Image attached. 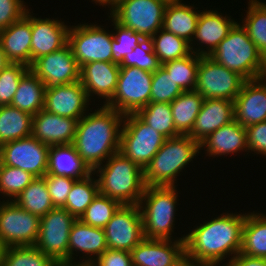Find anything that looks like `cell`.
Here are the masks:
<instances>
[{"label":"cell","instance_id":"obj_1","mask_svg":"<svg viewBox=\"0 0 266 266\" xmlns=\"http://www.w3.org/2000/svg\"><path fill=\"white\" fill-rule=\"evenodd\" d=\"M245 214H222L200 224L185 236V255L217 266L227 255L235 257L242 248Z\"/></svg>","mask_w":266,"mask_h":266},{"label":"cell","instance_id":"obj_2","mask_svg":"<svg viewBox=\"0 0 266 266\" xmlns=\"http://www.w3.org/2000/svg\"><path fill=\"white\" fill-rule=\"evenodd\" d=\"M123 121V114L105 105L78 120L73 145L92 172L119 152Z\"/></svg>","mask_w":266,"mask_h":266},{"label":"cell","instance_id":"obj_3","mask_svg":"<svg viewBox=\"0 0 266 266\" xmlns=\"http://www.w3.org/2000/svg\"><path fill=\"white\" fill-rule=\"evenodd\" d=\"M93 173H99L97 181L100 194L122 205L139 204L146 187L144 171L122 153L111 155L106 164L98 166Z\"/></svg>","mask_w":266,"mask_h":266},{"label":"cell","instance_id":"obj_4","mask_svg":"<svg viewBox=\"0 0 266 266\" xmlns=\"http://www.w3.org/2000/svg\"><path fill=\"white\" fill-rule=\"evenodd\" d=\"M200 150V143L189 135L167 138L145 167L146 186H175L177 174L182 172Z\"/></svg>","mask_w":266,"mask_h":266},{"label":"cell","instance_id":"obj_5","mask_svg":"<svg viewBox=\"0 0 266 266\" xmlns=\"http://www.w3.org/2000/svg\"><path fill=\"white\" fill-rule=\"evenodd\" d=\"M175 186H146L139 202L143 236L171 240L178 193ZM143 203V204H142Z\"/></svg>","mask_w":266,"mask_h":266},{"label":"cell","instance_id":"obj_6","mask_svg":"<svg viewBox=\"0 0 266 266\" xmlns=\"http://www.w3.org/2000/svg\"><path fill=\"white\" fill-rule=\"evenodd\" d=\"M209 57L246 80L257 79L262 66V55L257 46L237 22Z\"/></svg>","mask_w":266,"mask_h":266},{"label":"cell","instance_id":"obj_7","mask_svg":"<svg viewBox=\"0 0 266 266\" xmlns=\"http://www.w3.org/2000/svg\"><path fill=\"white\" fill-rule=\"evenodd\" d=\"M166 139L136 113L127 114L124 115L119 152L144 170Z\"/></svg>","mask_w":266,"mask_h":266},{"label":"cell","instance_id":"obj_8","mask_svg":"<svg viewBox=\"0 0 266 266\" xmlns=\"http://www.w3.org/2000/svg\"><path fill=\"white\" fill-rule=\"evenodd\" d=\"M152 77L137 67H120L116 91L105 106L123 115L137 113L150 103Z\"/></svg>","mask_w":266,"mask_h":266},{"label":"cell","instance_id":"obj_9","mask_svg":"<svg viewBox=\"0 0 266 266\" xmlns=\"http://www.w3.org/2000/svg\"><path fill=\"white\" fill-rule=\"evenodd\" d=\"M76 220L65 208L54 207L40 217V229L34 247L57 264H68L70 230Z\"/></svg>","mask_w":266,"mask_h":266},{"label":"cell","instance_id":"obj_10","mask_svg":"<svg viewBox=\"0 0 266 266\" xmlns=\"http://www.w3.org/2000/svg\"><path fill=\"white\" fill-rule=\"evenodd\" d=\"M167 4L166 0H125L110 15L120 25L150 39L163 27Z\"/></svg>","mask_w":266,"mask_h":266},{"label":"cell","instance_id":"obj_11","mask_svg":"<svg viewBox=\"0 0 266 266\" xmlns=\"http://www.w3.org/2000/svg\"><path fill=\"white\" fill-rule=\"evenodd\" d=\"M246 79L229 70L207 55H199V67L195 90L203 99H227L234 101Z\"/></svg>","mask_w":266,"mask_h":266},{"label":"cell","instance_id":"obj_12","mask_svg":"<svg viewBox=\"0 0 266 266\" xmlns=\"http://www.w3.org/2000/svg\"><path fill=\"white\" fill-rule=\"evenodd\" d=\"M113 33L96 24H78L69 28L68 44L78 66L93 61L112 62Z\"/></svg>","mask_w":266,"mask_h":266},{"label":"cell","instance_id":"obj_13","mask_svg":"<svg viewBox=\"0 0 266 266\" xmlns=\"http://www.w3.org/2000/svg\"><path fill=\"white\" fill-rule=\"evenodd\" d=\"M39 229V216L9 199L0 203V239L5 247L34 246Z\"/></svg>","mask_w":266,"mask_h":266},{"label":"cell","instance_id":"obj_14","mask_svg":"<svg viewBox=\"0 0 266 266\" xmlns=\"http://www.w3.org/2000/svg\"><path fill=\"white\" fill-rule=\"evenodd\" d=\"M49 145L32 135L0 146V165L20 168L35 177L47 173Z\"/></svg>","mask_w":266,"mask_h":266},{"label":"cell","instance_id":"obj_15","mask_svg":"<svg viewBox=\"0 0 266 266\" xmlns=\"http://www.w3.org/2000/svg\"><path fill=\"white\" fill-rule=\"evenodd\" d=\"M104 231L109 249L131 252L144 239L139 205H121Z\"/></svg>","mask_w":266,"mask_h":266},{"label":"cell","instance_id":"obj_16","mask_svg":"<svg viewBox=\"0 0 266 266\" xmlns=\"http://www.w3.org/2000/svg\"><path fill=\"white\" fill-rule=\"evenodd\" d=\"M30 70L44 82L46 88L80 81V67L68 43L36 59Z\"/></svg>","mask_w":266,"mask_h":266},{"label":"cell","instance_id":"obj_17","mask_svg":"<svg viewBox=\"0 0 266 266\" xmlns=\"http://www.w3.org/2000/svg\"><path fill=\"white\" fill-rule=\"evenodd\" d=\"M86 90L80 81L46 88L44 110L63 117L80 120L89 105Z\"/></svg>","mask_w":266,"mask_h":266},{"label":"cell","instance_id":"obj_18","mask_svg":"<svg viewBox=\"0 0 266 266\" xmlns=\"http://www.w3.org/2000/svg\"><path fill=\"white\" fill-rule=\"evenodd\" d=\"M185 235L174 240L144 238L130 253L132 266H174L185 255Z\"/></svg>","mask_w":266,"mask_h":266},{"label":"cell","instance_id":"obj_19","mask_svg":"<svg viewBox=\"0 0 266 266\" xmlns=\"http://www.w3.org/2000/svg\"><path fill=\"white\" fill-rule=\"evenodd\" d=\"M77 123V119L59 116L42 109L33 116L31 135L49 146L73 144Z\"/></svg>","mask_w":266,"mask_h":266},{"label":"cell","instance_id":"obj_20","mask_svg":"<svg viewBox=\"0 0 266 266\" xmlns=\"http://www.w3.org/2000/svg\"><path fill=\"white\" fill-rule=\"evenodd\" d=\"M69 28L60 20L36 18L31 14V65L39 57L64 47Z\"/></svg>","mask_w":266,"mask_h":266},{"label":"cell","instance_id":"obj_21","mask_svg":"<svg viewBox=\"0 0 266 266\" xmlns=\"http://www.w3.org/2000/svg\"><path fill=\"white\" fill-rule=\"evenodd\" d=\"M26 13L9 27L0 31V41L9 63L31 66V13Z\"/></svg>","mask_w":266,"mask_h":266},{"label":"cell","instance_id":"obj_22","mask_svg":"<svg viewBox=\"0 0 266 266\" xmlns=\"http://www.w3.org/2000/svg\"><path fill=\"white\" fill-rule=\"evenodd\" d=\"M120 65L112 62H89L80 68V82L87 96L96 95L105 98L106 105L116 91Z\"/></svg>","mask_w":266,"mask_h":266},{"label":"cell","instance_id":"obj_23","mask_svg":"<svg viewBox=\"0 0 266 266\" xmlns=\"http://www.w3.org/2000/svg\"><path fill=\"white\" fill-rule=\"evenodd\" d=\"M234 113L243 127L266 121V85L258 78L246 80L234 100Z\"/></svg>","mask_w":266,"mask_h":266},{"label":"cell","instance_id":"obj_24","mask_svg":"<svg viewBox=\"0 0 266 266\" xmlns=\"http://www.w3.org/2000/svg\"><path fill=\"white\" fill-rule=\"evenodd\" d=\"M234 119V101L227 99H204L192 131L188 135L200 143L209 134Z\"/></svg>","mask_w":266,"mask_h":266},{"label":"cell","instance_id":"obj_25","mask_svg":"<svg viewBox=\"0 0 266 266\" xmlns=\"http://www.w3.org/2000/svg\"><path fill=\"white\" fill-rule=\"evenodd\" d=\"M107 249L108 247L104 229L86 225L79 219H77L73 223L70 230L68 243V264H76L75 262H73V260L75 259L73 257L75 254L74 251H81L83 254L85 253L87 255L86 258L89 257L87 260L85 259L82 262H78L77 264L90 265Z\"/></svg>","mask_w":266,"mask_h":266},{"label":"cell","instance_id":"obj_26","mask_svg":"<svg viewBox=\"0 0 266 266\" xmlns=\"http://www.w3.org/2000/svg\"><path fill=\"white\" fill-rule=\"evenodd\" d=\"M236 21L228 16L220 15L217 10H206L200 12L196 32L194 39H198L199 44L205 45L206 50L203 48H194L193 52L197 55L209 56L211 52L219 45V43L228 35L231 28L234 26Z\"/></svg>","mask_w":266,"mask_h":266},{"label":"cell","instance_id":"obj_27","mask_svg":"<svg viewBox=\"0 0 266 266\" xmlns=\"http://www.w3.org/2000/svg\"><path fill=\"white\" fill-rule=\"evenodd\" d=\"M205 147L207 154L221 156L234 154L241 150L249 151L246 139V127L235 119L209 134L200 142V149ZM203 147V148H202Z\"/></svg>","mask_w":266,"mask_h":266},{"label":"cell","instance_id":"obj_28","mask_svg":"<svg viewBox=\"0 0 266 266\" xmlns=\"http://www.w3.org/2000/svg\"><path fill=\"white\" fill-rule=\"evenodd\" d=\"M91 173L92 171L79 156L73 144L50 146L46 174L79 180Z\"/></svg>","mask_w":266,"mask_h":266},{"label":"cell","instance_id":"obj_29","mask_svg":"<svg viewBox=\"0 0 266 266\" xmlns=\"http://www.w3.org/2000/svg\"><path fill=\"white\" fill-rule=\"evenodd\" d=\"M181 1L168 2L164 12L162 29L184 38L190 43V49L193 52L194 49L191 44L196 32L200 11H195L193 6L186 5Z\"/></svg>","mask_w":266,"mask_h":266},{"label":"cell","instance_id":"obj_30","mask_svg":"<svg viewBox=\"0 0 266 266\" xmlns=\"http://www.w3.org/2000/svg\"><path fill=\"white\" fill-rule=\"evenodd\" d=\"M46 86L30 69L22 76L10 105L34 116L44 108Z\"/></svg>","mask_w":266,"mask_h":266},{"label":"cell","instance_id":"obj_31","mask_svg":"<svg viewBox=\"0 0 266 266\" xmlns=\"http://www.w3.org/2000/svg\"><path fill=\"white\" fill-rule=\"evenodd\" d=\"M33 116L12 105L0 106V146L31 136Z\"/></svg>","mask_w":266,"mask_h":266},{"label":"cell","instance_id":"obj_32","mask_svg":"<svg viewBox=\"0 0 266 266\" xmlns=\"http://www.w3.org/2000/svg\"><path fill=\"white\" fill-rule=\"evenodd\" d=\"M203 97L196 91H183L170 103L174 125L181 135H188L202 108Z\"/></svg>","mask_w":266,"mask_h":266},{"label":"cell","instance_id":"obj_33","mask_svg":"<svg viewBox=\"0 0 266 266\" xmlns=\"http://www.w3.org/2000/svg\"><path fill=\"white\" fill-rule=\"evenodd\" d=\"M240 253L253 257L266 258V215L247 213L243 226L242 248Z\"/></svg>","mask_w":266,"mask_h":266},{"label":"cell","instance_id":"obj_34","mask_svg":"<svg viewBox=\"0 0 266 266\" xmlns=\"http://www.w3.org/2000/svg\"><path fill=\"white\" fill-rule=\"evenodd\" d=\"M13 201L19 207L39 217L54 208L45 176L36 177Z\"/></svg>","mask_w":266,"mask_h":266},{"label":"cell","instance_id":"obj_35","mask_svg":"<svg viewBox=\"0 0 266 266\" xmlns=\"http://www.w3.org/2000/svg\"><path fill=\"white\" fill-rule=\"evenodd\" d=\"M150 42L153 52L158 57L161 65L175 59L186 57L191 53L189 42L164 29H159L150 38Z\"/></svg>","mask_w":266,"mask_h":266},{"label":"cell","instance_id":"obj_36","mask_svg":"<svg viewBox=\"0 0 266 266\" xmlns=\"http://www.w3.org/2000/svg\"><path fill=\"white\" fill-rule=\"evenodd\" d=\"M92 174L74 182L63 207L76 219L81 217L99 193L98 181L91 178Z\"/></svg>","mask_w":266,"mask_h":266},{"label":"cell","instance_id":"obj_37","mask_svg":"<svg viewBox=\"0 0 266 266\" xmlns=\"http://www.w3.org/2000/svg\"><path fill=\"white\" fill-rule=\"evenodd\" d=\"M147 125L166 138L181 135L175 128L170 103L153 102L136 113Z\"/></svg>","mask_w":266,"mask_h":266},{"label":"cell","instance_id":"obj_38","mask_svg":"<svg viewBox=\"0 0 266 266\" xmlns=\"http://www.w3.org/2000/svg\"><path fill=\"white\" fill-rule=\"evenodd\" d=\"M183 91L195 90L197 84L199 55L191 52L186 57L161 65Z\"/></svg>","mask_w":266,"mask_h":266},{"label":"cell","instance_id":"obj_39","mask_svg":"<svg viewBox=\"0 0 266 266\" xmlns=\"http://www.w3.org/2000/svg\"><path fill=\"white\" fill-rule=\"evenodd\" d=\"M248 3L242 26L263 57L266 55V4L259 0H249Z\"/></svg>","mask_w":266,"mask_h":266},{"label":"cell","instance_id":"obj_40","mask_svg":"<svg viewBox=\"0 0 266 266\" xmlns=\"http://www.w3.org/2000/svg\"><path fill=\"white\" fill-rule=\"evenodd\" d=\"M49 256L34 246L6 247L2 266H57Z\"/></svg>","mask_w":266,"mask_h":266},{"label":"cell","instance_id":"obj_41","mask_svg":"<svg viewBox=\"0 0 266 266\" xmlns=\"http://www.w3.org/2000/svg\"><path fill=\"white\" fill-rule=\"evenodd\" d=\"M121 205L119 201L98 193L79 220L86 225L104 229Z\"/></svg>","mask_w":266,"mask_h":266},{"label":"cell","instance_id":"obj_42","mask_svg":"<svg viewBox=\"0 0 266 266\" xmlns=\"http://www.w3.org/2000/svg\"><path fill=\"white\" fill-rule=\"evenodd\" d=\"M35 178L20 168L0 165V193L13 201Z\"/></svg>","mask_w":266,"mask_h":266},{"label":"cell","instance_id":"obj_43","mask_svg":"<svg viewBox=\"0 0 266 266\" xmlns=\"http://www.w3.org/2000/svg\"><path fill=\"white\" fill-rule=\"evenodd\" d=\"M111 21L113 22L114 30L116 29L112 40V63L121 65L126 54L132 53L134 48L143 42L145 38L132 29L120 25L113 18Z\"/></svg>","mask_w":266,"mask_h":266},{"label":"cell","instance_id":"obj_44","mask_svg":"<svg viewBox=\"0 0 266 266\" xmlns=\"http://www.w3.org/2000/svg\"><path fill=\"white\" fill-rule=\"evenodd\" d=\"M182 92L183 90L162 66L153 72L150 103H171Z\"/></svg>","mask_w":266,"mask_h":266},{"label":"cell","instance_id":"obj_45","mask_svg":"<svg viewBox=\"0 0 266 266\" xmlns=\"http://www.w3.org/2000/svg\"><path fill=\"white\" fill-rule=\"evenodd\" d=\"M30 68L20 63H9L0 71V106L10 105L22 76Z\"/></svg>","mask_w":266,"mask_h":266},{"label":"cell","instance_id":"obj_46","mask_svg":"<svg viewBox=\"0 0 266 266\" xmlns=\"http://www.w3.org/2000/svg\"><path fill=\"white\" fill-rule=\"evenodd\" d=\"M161 64L153 52L150 39H145L136 46L132 53L126 54L120 67H137L148 72H155Z\"/></svg>","mask_w":266,"mask_h":266},{"label":"cell","instance_id":"obj_47","mask_svg":"<svg viewBox=\"0 0 266 266\" xmlns=\"http://www.w3.org/2000/svg\"><path fill=\"white\" fill-rule=\"evenodd\" d=\"M45 183L54 207L63 208L76 179L67 176L45 174Z\"/></svg>","mask_w":266,"mask_h":266},{"label":"cell","instance_id":"obj_48","mask_svg":"<svg viewBox=\"0 0 266 266\" xmlns=\"http://www.w3.org/2000/svg\"><path fill=\"white\" fill-rule=\"evenodd\" d=\"M22 0H0V31L19 20L28 9Z\"/></svg>","mask_w":266,"mask_h":266},{"label":"cell","instance_id":"obj_49","mask_svg":"<svg viewBox=\"0 0 266 266\" xmlns=\"http://www.w3.org/2000/svg\"><path fill=\"white\" fill-rule=\"evenodd\" d=\"M247 146L250 152L266 156V121L246 127Z\"/></svg>","mask_w":266,"mask_h":266},{"label":"cell","instance_id":"obj_50","mask_svg":"<svg viewBox=\"0 0 266 266\" xmlns=\"http://www.w3.org/2000/svg\"><path fill=\"white\" fill-rule=\"evenodd\" d=\"M90 265L91 266H132V256L130 252L108 248Z\"/></svg>","mask_w":266,"mask_h":266},{"label":"cell","instance_id":"obj_51","mask_svg":"<svg viewBox=\"0 0 266 266\" xmlns=\"http://www.w3.org/2000/svg\"><path fill=\"white\" fill-rule=\"evenodd\" d=\"M228 261L224 266H266V258L253 257L240 252Z\"/></svg>","mask_w":266,"mask_h":266},{"label":"cell","instance_id":"obj_52","mask_svg":"<svg viewBox=\"0 0 266 266\" xmlns=\"http://www.w3.org/2000/svg\"><path fill=\"white\" fill-rule=\"evenodd\" d=\"M174 266H211L210 264L192 259L186 255L183 256Z\"/></svg>","mask_w":266,"mask_h":266},{"label":"cell","instance_id":"obj_53","mask_svg":"<svg viewBox=\"0 0 266 266\" xmlns=\"http://www.w3.org/2000/svg\"><path fill=\"white\" fill-rule=\"evenodd\" d=\"M258 79L266 85V55L262 57V66L258 76Z\"/></svg>","mask_w":266,"mask_h":266},{"label":"cell","instance_id":"obj_54","mask_svg":"<svg viewBox=\"0 0 266 266\" xmlns=\"http://www.w3.org/2000/svg\"><path fill=\"white\" fill-rule=\"evenodd\" d=\"M8 64L9 62L7 61L5 57V53L3 52L1 41H0V71L4 69Z\"/></svg>","mask_w":266,"mask_h":266},{"label":"cell","instance_id":"obj_55","mask_svg":"<svg viewBox=\"0 0 266 266\" xmlns=\"http://www.w3.org/2000/svg\"><path fill=\"white\" fill-rule=\"evenodd\" d=\"M122 1H125V0H106L102 6L106 5L108 6H111L110 10L112 11L116 6H118Z\"/></svg>","mask_w":266,"mask_h":266},{"label":"cell","instance_id":"obj_56","mask_svg":"<svg viewBox=\"0 0 266 266\" xmlns=\"http://www.w3.org/2000/svg\"><path fill=\"white\" fill-rule=\"evenodd\" d=\"M5 246L3 245L1 239H0V266H2V260H3V255L5 251Z\"/></svg>","mask_w":266,"mask_h":266},{"label":"cell","instance_id":"obj_57","mask_svg":"<svg viewBox=\"0 0 266 266\" xmlns=\"http://www.w3.org/2000/svg\"><path fill=\"white\" fill-rule=\"evenodd\" d=\"M57 266H91L89 264H58Z\"/></svg>","mask_w":266,"mask_h":266},{"label":"cell","instance_id":"obj_58","mask_svg":"<svg viewBox=\"0 0 266 266\" xmlns=\"http://www.w3.org/2000/svg\"><path fill=\"white\" fill-rule=\"evenodd\" d=\"M92 1H95V3H99L100 6L106 1V0H92Z\"/></svg>","mask_w":266,"mask_h":266},{"label":"cell","instance_id":"obj_59","mask_svg":"<svg viewBox=\"0 0 266 266\" xmlns=\"http://www.w3.org/2000/svg\"><path fill=\"white\" fill-rule=\"evenodd\" d=\"M167 2H174V1H178V0H166Z\"/></svg>","mask_w":266,"mask_h":266}]
</instances>
